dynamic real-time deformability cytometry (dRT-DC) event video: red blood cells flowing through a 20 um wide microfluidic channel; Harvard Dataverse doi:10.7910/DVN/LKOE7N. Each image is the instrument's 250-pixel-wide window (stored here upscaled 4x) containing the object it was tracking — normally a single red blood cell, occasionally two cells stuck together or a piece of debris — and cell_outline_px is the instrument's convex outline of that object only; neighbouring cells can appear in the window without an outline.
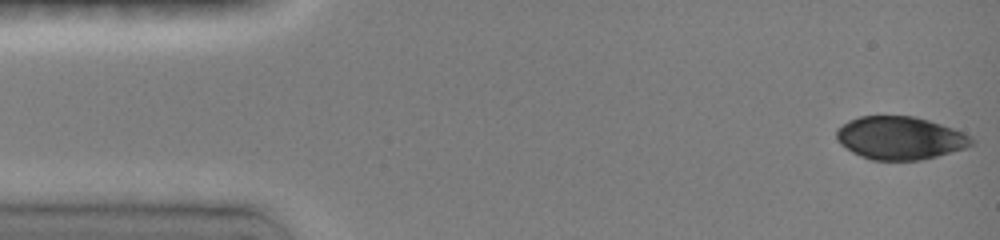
{"species": "common noctule bat (a hibernating species)", "species_latin": "Nyctalus noctula", "temperature_condition": "room temperature", "stored_images_in_passage": 6, "camera_frame_rate_fps": 3000, "um_per_image_px": 0.085, "animal": {"sex": "female", "body_mass_g": 19.0, "forearm_length_mm": 51.5}, "frame": {"image": 1, "passage_image": 1, "time_ms": 0.0, "image_size_px": [1000, 240], "cell_outline_px": [[976, 144], [964, 148], [936, 156], [920, 160], [872, 160], [860, 156], [852, 152], [840, 144], [836, 136], [836, 128], [848, 120], [860, 116], [916, 116], [964, 132], [972, 136], [976, 140]], "centroid_in_image_um": [76.51, 11.72], "position_along_channel_um": 8.5, "area_um2": 33.99}}